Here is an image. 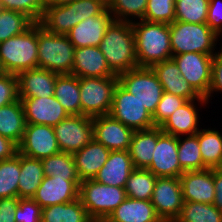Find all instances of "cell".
I'll return each mask as SVG.
<instances>
[{"instance_id": "cell-1", "label": "cell", "mask_w": 222, "mask_h": 222, "mask_svg": "<svg viewBox=\"0 0 222 222\" xmlns=\"http://www.w3.org/2000/svg\"><path fill=\"white\" fill-rule=\"evenodd\" d=\"M110 70L117 76L137 68L135 37L131 22L114 20L98 46Z\"/></svg>"}, {"instance_id": "cell-2", "label": "cell", "mask_w": 222, "mask_h": 222, "mask_svg": "<svg viewBox=\"0 0 222 222\" xmlns=\"http://www.w3.org/2000/svg\"><path fill=\"white\" fill-rule=\"evenodd\" d=\"M138 67L172 58L169 24L139 20L132 22Z\"/></svg>"}, {"instance_id": "cell-3", "label": "cell", "mask_w": 222, "mask_h": 222, "mask_svg": "<svg viewBox=\"0 0 222 222\" xmlns=\"http://www.w3.org/2000/svg\"><path fill=\"white\" fill-rule=\"evenodd\" d=\"M107 8L104 0H74L60 6H45L40 24L48 32L66 35L84 19L100 15Z\"/></svg>"}, {"instance_id": "cell-4", "label": "cell", "mask_w": 222, "mask_h": 222, "mask_svg": "<svg viewBox=\"0 0 222 222\" xmlns=\"http://www.w3.org/2000/svg\"><path fill=\"white\" fill-rule=\"evenodd\" d=\"M38 22L24 33L0 42V60L6 73L18 75L38 68Z\"/></svg>"}, {"instance_id": "cell-5", "label": "cell", "mask_w": 222, "mask_h": 222, "mask_svg": "<svg viewBox=\"0 0 222 222\" xmlns=\"http://www.w3.org/2000/svg\"><path fill=\"white\" fill-rule=\"evenodd\" d=\"M169 29L172 56L189 52L215 55L219 51L220 37L206 23L174 21Z\"/></svg>"}, {"instance_id": "cell-6", "label": "cell", "mask_w": 222, "mask_h": 222, "mask_svg": "<svg viewBox=\"0 0 222 222\" xmlns=\"http://www.w3.org/2000/svg\"><path fill=\"white\" fill-rule=\"evenodd\" d=\"M74 46L66 35L48 32L38 22V68L71 74L74 65Z\"/></svg>"}, {"instance_id": "cell-7", "label": "cell", "mask_w": 222, "mask_h": 222, "mask_svg": "<svg viewBox=\"0 0 222 222\" xmlns=\"http://www.w3.org/2000/svg\"><path fill=\"white\" fill-rule=\"evenodd\" d=\"M127 198L124 188L101 184L94 179L81 181L79 199L92 219H107Z\"/></svg>"}, {"instance_id": "cell-8", "label": "cell", "mask_w": 222, "mask_h": 222, "mask_svg": "<svg viewBox=\"0 0 222 222\" xmlns=\"http://www.w3.org/2000/svg\"><path fill=\"white\" fill-rule=\"evenodd\" d=\"M117 84L118 76L79 78L81 115L95 117L109 114Z\"/></svg>"}, {"instance_id": "cell-9", "label": "cell", "mask_w": 222, "mask_h": 222, "mask_svg": "<svg viewBox=\"0 0 222 222\" xmlns=\"http://www.w3.org/2000/svg\"><path fill=\"white\" fill-rule=\"evenodd\" d=\"M118 83L134 95L153 115L164 93L161 83L151 67H137L118 76Z\"/></svg>"}, {"instance_id": "cell-10", "label": "cell", "mask_w": 222, "mask_h": 222, "mask_svg": "<svg viewBox=\"0 0 222 222\" xmlns=\"http://www.w3.org/2000/svg\"><path fill=\"white\" fill-rule=\"evenodd\" d=\"M109 115L133 130H147L155 127L152 115L119 83L113 93Z\"/></svg>"}, {"instance_id": "cell-11", "label": "cell", "mask_w": 222, "mask_h": 222, "mask_svg": "<svg viewBox=\"0 0 222 222\" xmlns=\"http://www.w3.org/2000/svg\"><path fill=\"white\" fill-rule=\"evenodd\" d=\"M213 57L214 55L189 52L171 58L179 67L181 76L203 98L209 95Z\"/></svg>"}, {"instance_id": "cell-12", "label": "cell", "mask_w": 222, "mask_h": 222, "mask_svg": "<svg viewBox=\"0 0 222 222\" xmlns=\"http://www.w3.org/2000/svg\"><path fill=\"white\" fill-rule=\"evenodd\" d=\"M61 152L73 154L93 139V119L71 115L53 127Z\"/></svg>"}, {"instance_id": "cell-13", "label": "cell", "mask_w": 222, "mask_h": 222, "mask_svg": "<svg viewBox=\"0 0 222 222\" xmlns=\"http://www.w3.org/2000/svg\"><path fill=\"white\" fill-rule=\"evenodd\" d=\"M150 201L163 222H174L180 215L184 204L180 179L178 177H157Z\"/></svg>"}, {"instance_id": "cell-14", "label": "cell", "mask_w": 222, "mask_h": 222, "mask_svg": "<svg viewBox=\"0 0 222 222\" xmlns=\"http://www.w3.org/2000/svg\"><path fill=\"white\" fill-rule=\"evenodd\" d=\"M59 152L61 151L53 127L26 124L18 153L33 159H43Z\"/></svg>"}, {"instance_id": "cell-15", "label": "cell", "mask_w": 222, "mask_h": 222, "mask_svg": "<svg viewBox=\"0 0 222 222\" xmlns=\"http://www.w3.org/2000/svg\"><path fill=\"white\" fill-rule=\"evenodd\" d=\"M93 119V139L110 151H126L130 148L134 130L114 119L111 115H100Z\"/></svg>"}, {"instance_id": "cell-16", "label": "cell", "mask_w": 222, "mask_h": 222, "mask_svg": "<svg viewBox=\"0 0 222 222\" xmlns=\"http://www.w3.org/2000/svg\"><path fill=\"white\" fill-rule=\"evenodd\" d=\"M79 178H53L45 176L32 197L42 208L70 203L79 198Z\"/></svg>"}, {"instance_id": "cell-17", "label": "cell", "mask_w": 222, "mask_h": 222, "mask_svg": "<svg viewBox=\"0 0 222 222\" xmlns=\"http://www.w3.org/2000/svg\"><path fill=\"white\" fill-rule=\"evenodd\" d=\"M19 99L23 106L26 124L55 127L62 120L70 116L55 96Z\"/></svg>"}, {"instance_id": "cell-18", "label": "cell", "mask_w": 222, "mask_h": 222, "mask_svg": "<svg viewBox=\"0 0 222 222\" xmlns=\"http://www.w3.org/2000/svg\"><path fill=\"white\" fill-rule=\"evenodd\" d=\"M156 177H180L184 171L178 160V137L163 133L157 141L148 168Z\"/></svg>"}, {"instance_id": "cell-19", "label": "cell", "mask_w": 222, "mask_h": 222, "mask_svg": "<svg viewBox=\"0 0 222 222\" xmlns=\"http://www.w3.org/2000/svg\"><path fill=\"white\" fill-rule=\"evenodd\" d=\"M115 19L108 8L100 15L91 16L74 26L67 34L74 48L99 46L107 28Z\"/></svg>"}, {"instance_id": "cell-20", "label": "cell", "mask_w": 222, "mask_h": 222, "mask_svg": "<svg viewBox=\"0 0 222 222\" xmlns=\"http://www.w3.org/2000/svg\"><path fill=\"white\" fill-rule=\"evenodd\" d=\"M208 104L207 100H188L160 126L161 130L176 137L195 135L202 128L199 125L201 119L199 111Z\"/></svg>"}, {"instance_id": "cell-21", "label": "cell", "mask_w": 222, "mask_h": 222, "mask_svg": "<svg viewBox=\"0 0 222 222\" xmlns=\"http://www.w3.org/2000/svg\"><path fill=\"white\" fill-rule=\"evenodd\" d=\"M179 179L184 202L214 203V169L186 171Z\"/></svg>"}, {"instance_id": "cell-22", "label": "cell", "mask_w": 222, "mask_h": 222, "mask_svg": "<svg viewBox=\"0 0 222 222\" xmlns=\"http://www.w3.org/2000/svg\"><path fill=\"white\" fill-rule=\"evenodd\" d=\"M58 75L42 68L20 72L17 75L19 98H47L54 96L55 81Z\"/></svg>"}, {"instance_id": "cell-23", "label": "cell", "mask_w": 222, "mask_h": 222, "mask_svg": "<svg viewBox=\"0 0 222 222\" xmlns=\"http://www.w3.org/2000/svg\"><path fill=\"white\" fill-rule=\"evenodd\" d=\"M165 92L188 100H207L201 97L181 76L179 67L170 59L151 66Z\"/></svg>"}, {"instance_id": "cell-24", "label": "cell", "mask_w": 222, "mask_h": 222, "mask_svg": "<svg viewBox=\"0 0 222 222\" xmlns=\"http://www.w3.org/2000/svg\"><path fill=\"white\" fill-rule=\"evenodd\" d=\"M71 74L79 78L117 76L110 70L98 46H87L74 49V65Z\"/></svg>"}, {"instance_id": "cell-25", "label": "cell", "mask_w": 222, "mask_h": 222, "mask_svg": "<svg viewBox=\"0 0 222 222\" xmlns=\"http://www.w3.org/2000/svg\"><path fill=\"white\" fill-rule=\"evenodd\" d=\"M110 150L92 139L86 146L72 154L80 181L94 179L107 161Z\"/></svg>"}, {"instance_id": "cell-26", "label": "cell", "mask_w": 222, "mask_h": 222, "mask_svg": "<svg viewBox=\"0 0 222 222\" xmlns=\"http://www.w3.org/2000/svg\"><path fill=\"white\" fill-rule=\"evenodd\" d=\"M129 150L111 151L104 166L94 180L105 185L124 188L126 181L134 170Z\"/></svg>"}, {"instance_id": "cell-27", "label": "cell", "mask_w": 222, "mask_h": 222, "mask_svg": "<svg viewBox=\"0 0 222 222\" xmlns=\"http://www.w3.org/2000/svg\"><path fill=\"white\" fill-rule=\"evenodd\" d=\"M162 134L163 131L157 126L147 130H134L129 148L134 168H149L158 138Z\"/></svg>"}, {"instance_id": "cell-28", "label": "cell", "mask_w": 222, "mask_h": 222, "mask_svg": "<svg viewBox=\"0 0 222 222\" xmlns=\"http://www.w3.org/2000/svg\"><path fill=\"white\" fill-rule=\"evenodd\" d=\"M108 222H163L151 201L127 197L106 219Z\"/></svg>"}, {"instance_id": "cell-29", "label": "cell", "mask_w": 222, "mask_h": 222, "mask_svg": "<svg viewBox=\"0 0 222 222\" xmlns=\"http://www.w3.org/2000/svg\"><path fill=\"white\" fill-rule=\"evenodd\" d=\"M26 127L21 100L0 107V135L17 146L21 143Z\"/></svg>"}, {"instance_id": "cell-30", "label": "cell", "mask_w": 222, "mask_h": 222, "mask_svg": "<svg viewBox=\"0 0 222 222\" xmlns=\"http://www.w3.org/2000/svg\"><path fill=\"white\" fill-rule=\"evenodd\" d=\"M54 96L70 116L81 115L79 77L72 74L58 75Z\"/></svg>"}, {"instance_id": "cell-31", "label": "cell", "mask_w": 222, "mask_h": 222, "mask_svg": "<svg viewBox=\"0 0 222 222\" xmlns=\"http://www.w3.org/2000/svg\"><path fill=\"white\" fill-rule=\"evenodd\" d=\"M20 167L18 197L32 198L45 177L41 159H33L20 154Z\"/></svg>"}, {"instance_id": "cell-32", "label": "cell", "mask_w": 222, "mask_h": 222, "mask_svg": "<svg viewBox=\"0 0 222 222\" xmlns=\"http://www.w3.org/2000/svg\"><path fill=\"white\" fill-rule=\"evenodd\" d=\"M217 128H201L198 143L202 161L208 169L222 168V133Z\"/></svg>"}, {"instance_id": "cell-33", "label": "cell", "mask_w": 222, "mask_h": 222, "mask_svg": "<svg viewBox=\"0 0 222 222\" xmlns=\"http://www.w3.org/2000/svg\"><path fill=\"white\" fill-rule=\"evenodd\" d=\"M42 219L45 222H90L92 220L79 198L70 203L42 208Z\"/></svg>"}, {"instance_id": "cell-34", "label": "cell", "mask_w": 222, "mask_h": 222, "mask_svg": "<svg viewBox=\"0 0 222 222\" xmlns=\"http://www.w3.org/2000/svg\"><path fill=\"white\" fill-rule=\"evenodd\" d=\"M178 160L184 172L208 169L202 161L198 132L195 135L178 137Z\"/></svg>"}, {"instance_id": "cell-35", "label": "cell", "mask_w": 222, "mask_h": 222, "mask_svg": "<svg viewBox=\"0 0 222 222\" xmlns=\"http://www.w3.org/2000/svg\"><path fill=\"white\" fill-rule=\"evenodd\" d=\"M156 180L157 177L148 169L135 168L124 186L127 197L150 201Z\"/></svg>"}, {"instance_id": "cell-36", "label": "cell", "mask_w": 222, "mask_h": 222, "mask_svg": "<svg viewBox=\"0 0 222 222\" xmlns=\"http://www.w3.org/2000/svg\"><path fill=\"white\" fill-rule=\"evenodd\" d=\"M20 153L0 161V198L18 197Z\"/></svg>"}, {"instance_id": "cell-37", "label": "cell", "mask_w": 222, "mask_h": 222, "mask_svg": "<svg viewBox=\"0 0 222 222\" xmlns=\"http://www.w3.org/2000/svg\"><path fill=\"white\" fill-rule=\"evenodd\" d=\"M174 222H222V212L213 204L184 202Z\"/></svg>"}, {"instance_id": "cell-38", "label": "cell", "mask_w": 222, "mask_h": 222, "mask_svg": "<svg viewBox=\"0 0 222 222\" xmlns=\"http://www.w3.org/2000/svg\"><path fill=\"white\" fill-rule=\"evenodd\" d=\"M148 0H108L107 8L116 21L143 20Z\"/></svg>"}, {"instance_id": "cell-39", "label": "cell", "mask_w": 222, "mask_h": 222, "mask_svg": "<svg viewBox=\"0 0 222 222\" xmlns=\"http://www.w3.org/2000/svg\"><path fill=\"white\" fill-rule=\"evenodd\" d=\"M34 22L25 14L0 9V42L24 33Z\"/></svg>"}, {"instance_id": "cell-40", "label": "cell", "mask_w": 222, "mask_h": 222, "mask_svg": "<svg viewBox=\"0 0 222 222\" xmlns=\"http://www.w3.org/2000/svg\"><path fill=\"white\" fill-rule=\"evenodd\" d=\"M45 176L53 178H78L72 154L59 152L41 159Z\"/></svg>"}, {"instance_id": "cell-41", "label": "cell", "mask_w": 222, "mask_h": 222, "mask_svg": "<svg viewBox=\"0 0 222 222\" xmlns=\"http://www.w3.org/2000/svg\"><path fill=\"white\" fill-rule=\"evenodd\" d=\"M210 0H175V21L206 23Z\"/></svg>"}, {"instance_id": "cell-42", "label": "cell", "mask_w": 222, "mask_h": 222, "mask_svg": "<svg viewBox=\"0 0 222 222\" xmlns=\"http://www.w3.org/2000/svg\"><path fill=\"white\" fill-rule=\"evenodd\" d=\"M143 20L171 24L175 21V0H148Z\"/></svg>"}, {"instance_id": "cell-43", "label": "cell", "mask_w": 222, "mask_h": 222, "mask_svg": "<svg viewBox=\"0 0 222 222\" xmlns=\"http://www.w3.org/2000/svg\"><path fill=\"white\" fill-rule=\"evenodd\" d=\"M0 5L2 9L27 15L34 23L40 22L45 10L43 0H0Z\"/></svg>"}, {"instance_id": "cell-44", "label": "cell", "mask_w": 222, "mask_h": 222, "mask_svg": "<svg viewBox=\"0 0 222 222\" xmlns=\"http://www.w3.org/2000/svg\"><path fill=\"white\" fill-rule=\"evenodd\" d=\"M187 100L171 93H163L155 113L152 115L154 125L160 127L178 108L182 107Z\"/></svg>"}, {"instance_id": "cell-45", "label": "cell", "mask_w": 222, "mask_h": 222, "mask_svg": "<svg viewBox=\"0 0 222 222\" xmlns=\"http://www.w3.org/2000/svg\"><path fill=\"white\" fill-rule=\"evenodd\" d=\"M42 219V207L33 198H19L15 210L16 222H39Z\"/></svg>"}, {"instance_id": "cell-46", "label": "cell", "mask_w": 222, "mask_h": 222, "mask_svg": "<svg viewBox=\"0 0 222 222\" xmlns=\"http://www.w3.org/2000/svg\"><path fill=\"white\" fill-rule=\"evenodd\" d=\"M19 100L18 78L15 74L0 76V107Z\"/></svg>"}, {"instance_id": "cell-47", "label": "cell", "mask_w": 222, "mask_h": 222, "mask_svg": "<svg viewBox=\"0 0 222 222\" xmlns=\"http://www.w3.org/2000/svg\"><path fill=\"white\" fill-rule=\"evenodd\" d=\"M219 51L214 55L212 60V80L209 89V95L206 98L208 103H210L214 95L217 92L221 94L222 92V43L219 44ZM215 92V93H214Z\"/></svg>"}, {"instance_id": "cell-48", "label": "cell", "mask_w": 222, "mask_h": 222, "mask_svg": "<svg viewBox=\"0 0 222 222\" xmlns=\"http://www.w3.org/2000/svg\"><path fill=\"white\" fill-rule=\"evenodd\" d=\"M206 24L222 40V0H210Z\"/></svg>"}, {"instance_id": "cell-49", "label": "cell", "mask_w": 222, "mask_h": 222, "mask_svg": "<svg viewBox=\"0 0 222 222\" xmlns=\"http://www.w3.org/2000/svg\"><path fill=\"white\" fill-rule=\"evenodd\" d=\"M19 197L0 198V222H16L15 210Z\"/></svg>"}, {"instance_id": "cell-50", "label": "cell", "mask_w": 222, "mask_h": 222, "mask_svg": "<svg viewBox=\"0 0 222 222\" xmlns=\"http://www.w3.org/2000/svg\"><path fill=\"white\" fill-rule=\"evenodd\" d=\"M18 152V146L10 139L0 135V161L12 158Z\"/></svg>"}, {"instance_id": "cell-51", "label": "cell", "mask_w": 222, "mask_h": 222, "mask_svg": "<svg viewBox=\"0 0 222 222\" xmlns=\"http://www.w3.org/2000/svg\"><path fill=\"white\" fill-rule=\"evenodd\" d=\"M215 200L213 205L222 212V168L214 169Z\"/></svg>"}, {"instance_id": "cell-52", "label": "cell", "mask_w": 222, "mask_h": 222, "mask_svg": "<svg viewBox=\"0 0 222 222\" xmlns=\"http://www.w3.org/2000/svg\"><path fill=\"white\" fill-rule=\"evenodd\" d=\"M74 0H43L45 6H60L71 3Z\"/></svg>"}, {"instance_id": "cell-53", "label": "cell", "mask_w": 222, "mask_h": 222, "mask_svg": "<svg viewBox=\"0 0 222 222\" xmlns=\"http://www.w3.org/2000/svg\"><path fill=\"white\" fill-rule=\"evenodd\" d=\"M5 73H6V71L4 70V67H3L1 60H0V76H2Z\"/></svg>"}, {"instance_id": "cell-54", "label": "cell", "mask_w": 222, "mask_h": 222, "mask_svg": "<svg viewBox=\"0 0 222 222\" xmlns=\"http://www.w3.org/2000/svg\"><path fill=\"white\" fill-rule=\"evenodd\" d=\"M90 222H108L106 219H92Z\"/></svg>"}]
</instances>
